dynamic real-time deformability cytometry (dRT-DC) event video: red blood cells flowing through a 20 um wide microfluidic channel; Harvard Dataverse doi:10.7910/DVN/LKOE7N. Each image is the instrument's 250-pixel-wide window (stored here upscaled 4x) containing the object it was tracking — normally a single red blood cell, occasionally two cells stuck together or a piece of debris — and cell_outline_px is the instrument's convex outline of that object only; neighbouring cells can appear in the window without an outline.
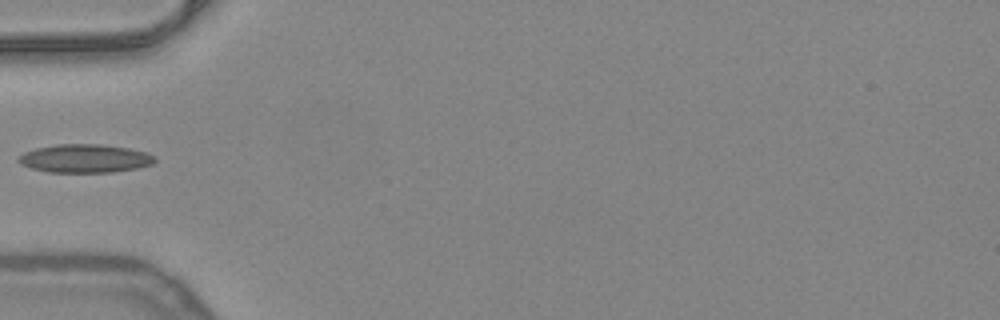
{"species": "common noctule bat (a hibernating species)", "species_latin": "Nyctalus noctula", "temperature_condition": "warm", "stored_images_in_passage": 3, "camera_frame_rate_fps": 3000, "um_per_image_px": 0.085, "animal": {"sex": "female", "body_mass_g": 24.6, "forearm_length_mm": 56.2}, "frame": {"image": 1, "passage_image": 1, "time_ms": 0.0, "image_size_px": [1000, 320], "cell_outline_px": [[156, 160], [152, 164], [136, 168], [112, 172], [48, 172], [32, 168], [20, 164], [16, 160], [24, 152], [36, 148], [56, 144], [100, 144], [128, 148], [148, 152], [156, 156]], "centroid_in_image_um": [7.23, 13.46], "position_along_channel_um": 77.8, "area_um2": 22.6}}